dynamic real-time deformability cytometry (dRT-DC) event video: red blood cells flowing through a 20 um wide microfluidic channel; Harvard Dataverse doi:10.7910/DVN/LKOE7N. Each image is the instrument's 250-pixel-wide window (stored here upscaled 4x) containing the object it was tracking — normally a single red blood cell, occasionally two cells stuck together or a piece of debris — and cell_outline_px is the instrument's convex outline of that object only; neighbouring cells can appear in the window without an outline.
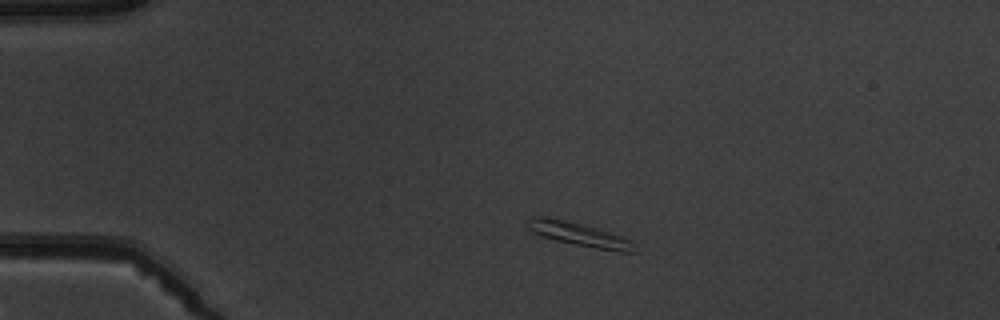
{"species": "common noctule bat (a hibernating species)", "species_latin": "Nyctalus noctula", "temperature_condition": "warm", "stored_images_in_passage": 5, "camera_frame_rate_fps": 3000, "um_per_image_px": 0.085, "animal": {"sex": "male", "body_mass_g": 19.5, "forearm_length_mm": 54.6}, "frame": {"image": 1, "passage_image": 1, "time_ms": 0.0, "image_size_px": [1000, 320], "cell_outline_px": [[640, 252], [620, 252], [596, 248], [556, 240], [532, 232], [528, 228], [528, 220], [532, 216], [548, 216], [596, 228], [632, 240], [636, 244]], "centroid_in_image_um": [49.3, 19.93], "position_along_channel_um": 35.7, "area_um2": 14.57}}
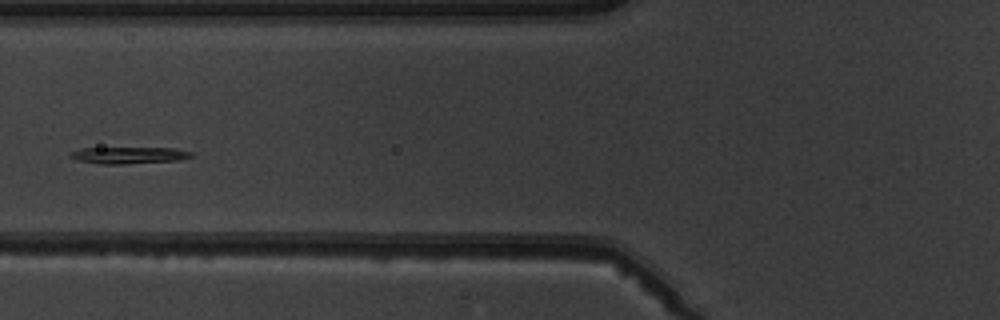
{"frame": {"image": 2, "passage_image": 4, "time_ms": 3.333, "image_size_px": [1000, 320], "cell_outline_px": [[192, 156], [176, 160], [124, 164], [100, 164], [76, 160], [68, 156], [68, 152], [80, 148], [176, 148], [192, 152]], "centroid_in_image_um": [10.86, 13.19], "position_along_channel_um": 114.9, "area_um2": 11.79}}
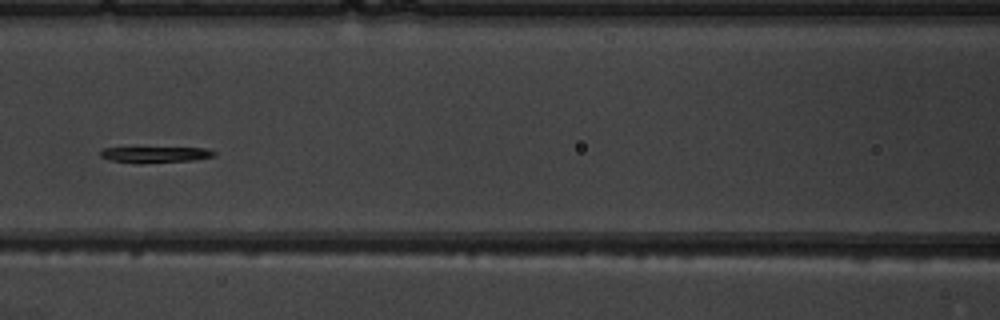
{"frame": {"image": 3, "passage_image": 5, "time_ms": 4.333, "image_size_px": [1000, 320], "cell_outline_px": [[216, 156], [196, 160], [140, 164], [136, 164], [108, 160], [100, 156], [100, 152], [104, 148], [208, 148], [216, 152]], "centroid_in_image_um": [13.23, 13.16], "position_along_channel_um": 153.4, "area_um2": 10.81}}